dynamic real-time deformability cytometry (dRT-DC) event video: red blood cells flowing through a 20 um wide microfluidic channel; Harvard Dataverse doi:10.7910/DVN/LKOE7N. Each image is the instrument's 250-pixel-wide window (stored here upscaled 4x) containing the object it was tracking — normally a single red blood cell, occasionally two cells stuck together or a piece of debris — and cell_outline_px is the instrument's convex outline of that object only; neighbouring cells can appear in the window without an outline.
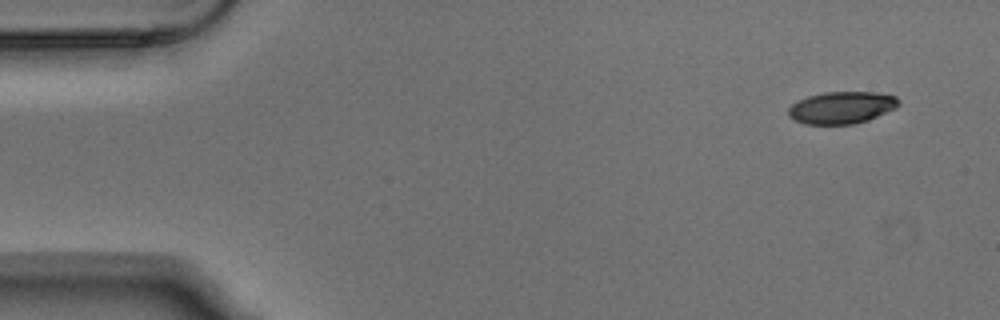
{"species": "Egyptian fruit bat (a non-hibernating species)", "species_latin": "Rousettus aegyptiacus", "temperature_condition": "warm", "stored_images_in_passage": 5, "camera_frame_rate_fps": 3000, "um_per_image_px": 0.085, "animal": {"sex": "male"}, "frame": {"image": 1, "passage_image": 1, "time_ms": 0.0, "image_size_px": [1000, 320], "cell_outline_px": [[900, 104], [896, 108], [868, 120], [856, 124], [804, 124], [788, 116], [788, 108], [792, 104], [808, 96], [824, 92], [876, 92], [896, 96], [900, 100]], "centroid_in_image_um": [71.57, 9.14], "position_along_channel_um": 13.4, "area_um2": 20.69}}
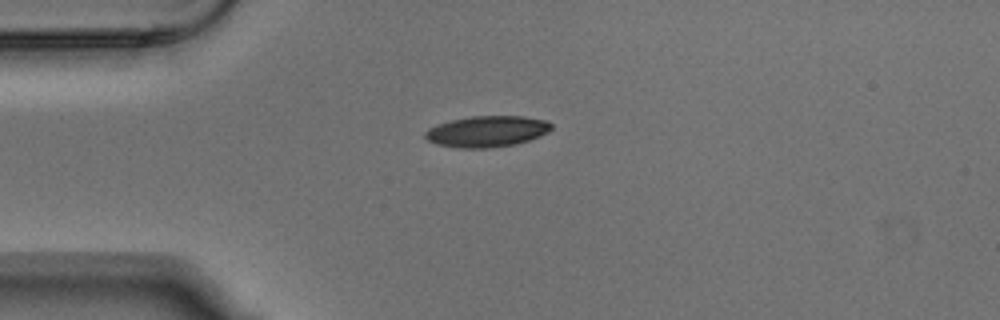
{"frame": {"image": 2, "passage_image": 4, "time_ms": 1.0, "image_size_px": [1000, 320], "cell_outline_px": [[552, 128], [548, 132], [540, 136], [516, 144], [488, 148], [460, 148], [436, 144], [428, 140], [424, 136], [424, 132], [428, 128], [452, 120], [472, 116], [524, 116], [548, 120], [552, 124]], "centroid_in_image_um": [41.42, 11.17], "position_along_channel_um": 43.6, "area_um2": 22.89}}